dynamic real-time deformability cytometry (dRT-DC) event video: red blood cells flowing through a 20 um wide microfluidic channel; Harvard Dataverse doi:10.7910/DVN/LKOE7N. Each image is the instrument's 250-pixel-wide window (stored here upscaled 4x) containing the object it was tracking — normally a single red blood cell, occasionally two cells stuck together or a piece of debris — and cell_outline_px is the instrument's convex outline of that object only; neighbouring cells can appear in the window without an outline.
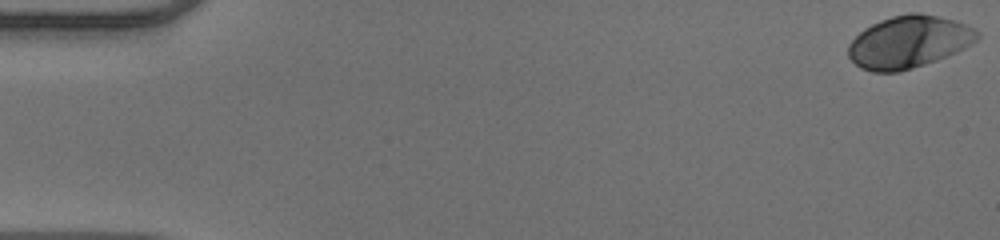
{"species": "human", "species_latin": "Homo sapiens", "temperature_condition": "warm", "stored_images_in_passage": 14, "camera_frame_rate_fps": 3000, "um_per_image_px": 0.085, "donor": {"sex": "male"}, "frame": {"image": 1, "passage_image": 1, "time_ms": 0.0, "image_size_px": [1000, 240], "cell_outline_px": [[980, 36], [976, 40], [964, 48], [956, 52], [936, 60], [900, 72], [872, 72], [860, 68], [848, 56], [848, 44], [864, 28], [880, 20], [892, 16], [908, 12], [920, 12], [952, 20], [964, 24], [980, 32]], "centroid_in_image_um": [77.21, 3.56], "position_along_channel_um": 7.8, "area_um2": 39.07}}
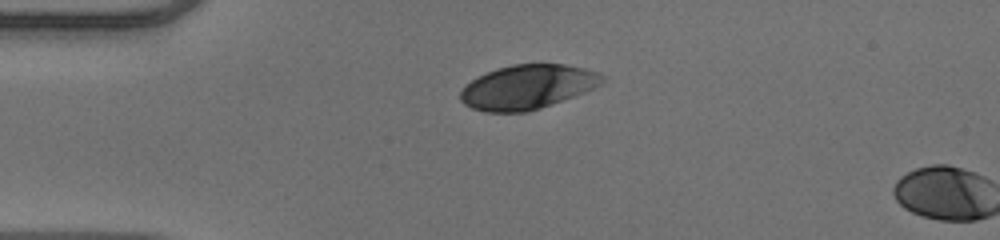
{"frame": {"image": 2, "passage_image": 13, "time_ms": 4.0, "image_size_px": [1000, 240], "cell_outline_px": [[604, 80], [600, 84], [584, 92], [552, 104], [528, 112], [484, 112], [472, 108], [464, 104], [460, 100], [460, 92], [472, 80], [496, 68], [512, 64], [564, 64], [584, 68], [596, 72], [604, 76]], "centroid_in_image_um": [44.82, 7.4], "position_along_channel_um": 40.2, "area_um2": 36.3}}